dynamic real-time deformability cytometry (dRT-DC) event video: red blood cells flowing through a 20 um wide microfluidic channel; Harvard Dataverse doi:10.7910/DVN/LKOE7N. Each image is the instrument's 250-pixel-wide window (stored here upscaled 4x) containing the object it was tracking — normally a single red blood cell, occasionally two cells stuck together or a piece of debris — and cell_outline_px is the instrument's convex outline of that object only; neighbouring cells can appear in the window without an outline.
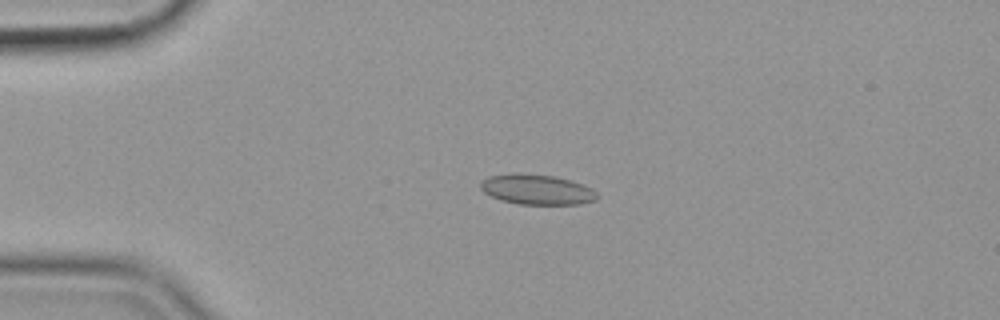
{"species": "common noctule bat (a hibernating species)", "species_latin": "Nyctalus noctula", "temperature_condition": "cold", "stored_images_in_passage": 57, "camera_frame_rate_fps": 3000, "um_per_image_px": 0.085, "animal": {"sex": "female", "body_mass_g": 19.9}, "frame": {"image": 1, "passage_image": 14, "time_ms": 4.333, "image_size_px": [1000, 320], "cell_outline_px": [[596, 200], [580, 204], [516, 204], [500, 200], [484, 192], [480, 188], [480, 184], [488, 176], [516, 172], [552, 176], [584, 184], [592, 188], [596, 192]], "centroid_in_image_um": [45.62, 16.11], "position_along_channel_um": 39.4, "area_um2": 20.46}}
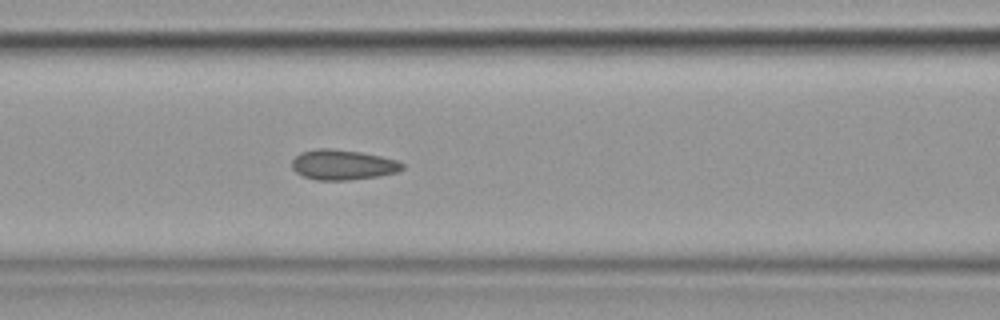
{"frame": {"image": 2, "passage_image": 25, "time_ms": 8.0, "image_size_px": [1000, 320], "cell_outline_px": [[404, 168], [396, 172], [380, 176], [348, 180], [316, 180], [304, 176], [296, 172], [292, 168], [292, 160], [300, 152], [316, 148], [328, 148], [360, 152], [380, 156], [396, 160], [404, 164]], "centroid_in_image_um": [29.12, 14.0], "position_along_channel_um": 137.5, "area_um2": 19.36}}
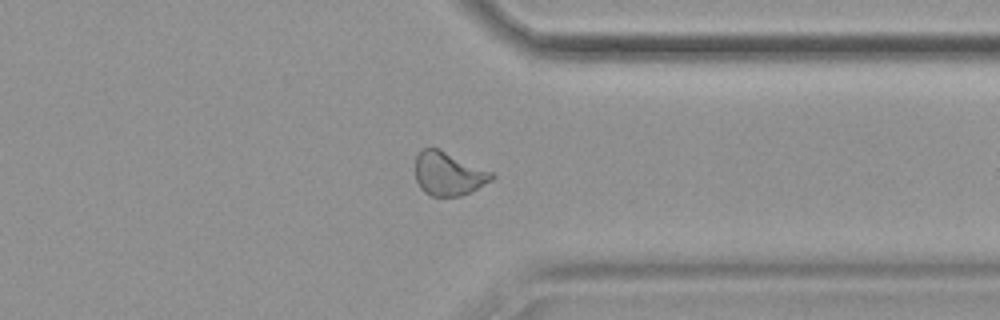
{"frame": {"image": 3, "passage_image": 45, "time_ms": 14.667, "image_size_px": [1000, 320], "cell_outline_px": [[496, 176], [492, 180], [472, 192], [460, 196], [432, 196], [424, 192], [420, 188], [416, 180], [416, 156], [424, 148], [440, 148], [492, 172]], "centroid_in_image_um": [38.13, 14.77], "position_along_channel_um": 373.3, "area_um2": 19.48}, "authors_computed_cell_mechanics": {"area_um2": 19.7098, "velocity_mm_per_s": 3.5688, "shape_relaxation_time_tau1_ms": 7.2466, "shape_relaxation_time_tau2_ms": 1.2525, "deformation_change_tau1": 0.1147, "deformation_change_tau2": 0.0663}}